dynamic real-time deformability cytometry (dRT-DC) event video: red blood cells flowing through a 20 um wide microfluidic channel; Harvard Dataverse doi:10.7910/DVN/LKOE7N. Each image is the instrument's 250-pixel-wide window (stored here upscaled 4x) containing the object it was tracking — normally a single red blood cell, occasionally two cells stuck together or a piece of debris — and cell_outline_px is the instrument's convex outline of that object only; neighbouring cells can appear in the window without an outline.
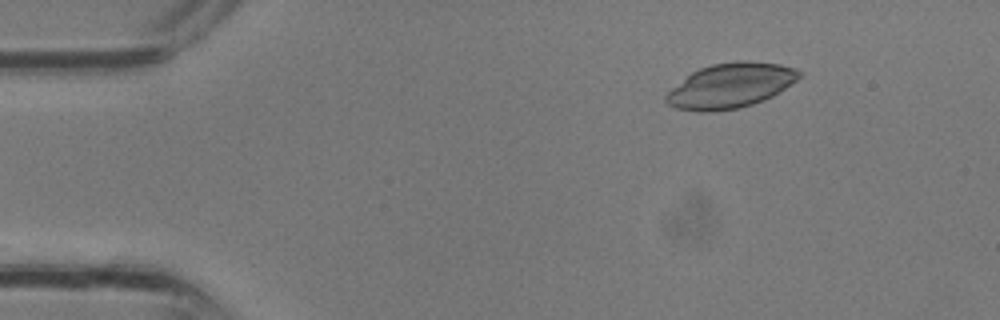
{"species": "common noctule bat (a hibernating species)", "species_latin": "Nyctalus noctula", "temperature_condition": "room temperature", "stored_images_in_passage": 29, "camera_frame_rate_fps": 3000, "um_per_image_px": 0.085, "animal": {"sex": "male", "body_mass_g": 13.3}, "frame": {"image": 1, "passage_image": 1, "time_ms": 0.0, "image_size_px": [1000, 320], "cell_outline_px": [[800, 76], [796, 80], [772, 96], [752, 104], [740, 108], [712, 112], [700, 112], [676, 108], [668, 104], [664, 100], [664, 96], [672, 88], [692, 72], [700, 68], [712, 64], [740, 60], [748, 60], [780, 64], [796, 68], [800, 72]], "centroid_in_image_um": [62.07, 7.28], "position_along_channel_um": 22.9, "area_um2": 34.62}}